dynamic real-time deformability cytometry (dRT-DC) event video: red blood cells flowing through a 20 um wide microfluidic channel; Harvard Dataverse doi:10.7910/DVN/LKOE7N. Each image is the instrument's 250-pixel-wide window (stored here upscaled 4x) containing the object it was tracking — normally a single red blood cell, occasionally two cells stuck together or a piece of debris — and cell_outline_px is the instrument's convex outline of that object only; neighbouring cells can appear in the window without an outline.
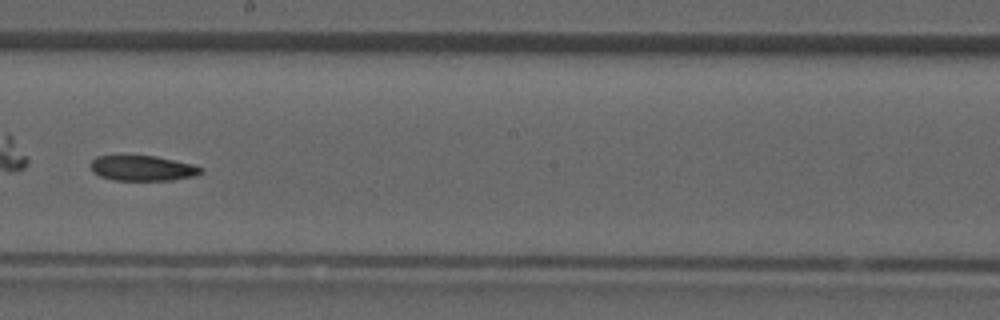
{"species": "common noctule bat (a hibernating species)", "species_latin": "Nyctalus noctula", "temperature_condition": "room temperature", "stored_images_in_passage": 36, "camera_frame_rate_fps": 3000, "um_per_image_px": 0.085, "animal": {"sex": "male", "forearm_length_mm": 52.5}, "frame": {"image": 1, "passage_image": 21, "time_ms": 6.667, "image_size_px": [1000, 320], "cell_outline_px": [[204, 172], [196, 176], [172, 180], [116, 180], [100, 176], [92, 172], [88, 164], [96, 156], [156, 156], [192, 164], [204, 168]], "centroid_in_image_um": [12.12, 14.3], "position_along_channel_um": 236.1, "area_um2": 16.36}}